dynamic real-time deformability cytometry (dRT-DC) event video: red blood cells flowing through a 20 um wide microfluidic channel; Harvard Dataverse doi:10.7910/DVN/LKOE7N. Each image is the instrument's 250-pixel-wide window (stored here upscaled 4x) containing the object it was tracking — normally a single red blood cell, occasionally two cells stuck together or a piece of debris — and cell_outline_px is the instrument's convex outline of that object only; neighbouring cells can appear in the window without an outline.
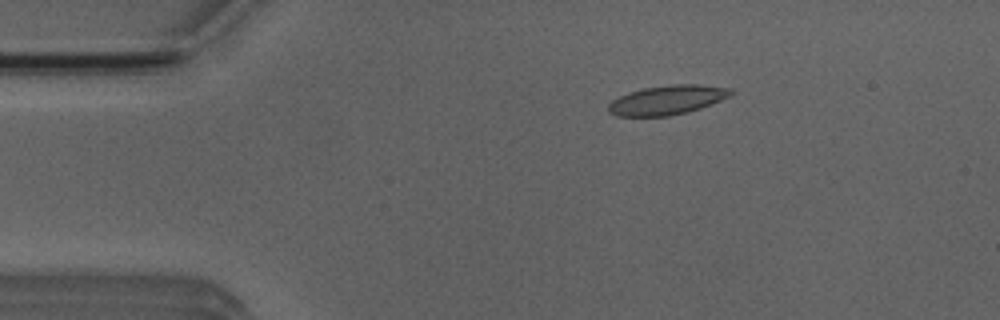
{"species": "Egyptian fruit bat (a non-hibernating species)", "species_latin": "Rousettus aegyptiacus", "temperature_condition": "room temperature", "stored_images_in_passage": 7, "camera_frame_rate_fps": 3000, "um_per_image_px": 0.085, "animal": {"sex": "male"}, "frame": {"image": 1, "passage_image": 2, "time_ms": 1.333, "image_size_px": [1000, 320], "cell_outline_px": [[736, 92], [732, 96], [700, 108], [688, 112], [668, 116], [616, 116], [608, 112], [608, 104], [612, 100], [628, 92], [644, 88], [672, 84], [700, 84], [732, 88]], "centroid_in_image_um": [56.75, 8.49], "position_along_channel_um": 28.2, "area_um2": 21.15}}
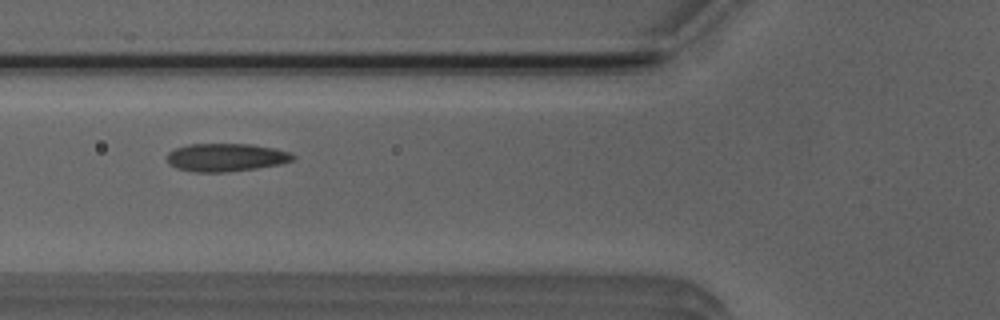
{"frame": {"image": 2, "passage_image": 5, "time_ms": 4.667, "image_size_px": [1000, 320], "cell_outline_px": [[296, 160], [280, 164], [256, 168], [224, 172], [196, 172], [176, 168], [168, 164], [168, 152], [176, 148], [188, 144], [252, 144], [292, 152], [296, 156]], "centroid_in_image_um": [19.24, 13.38], "position_along_channel_um": 106.6, "area_um2": 20.63}}
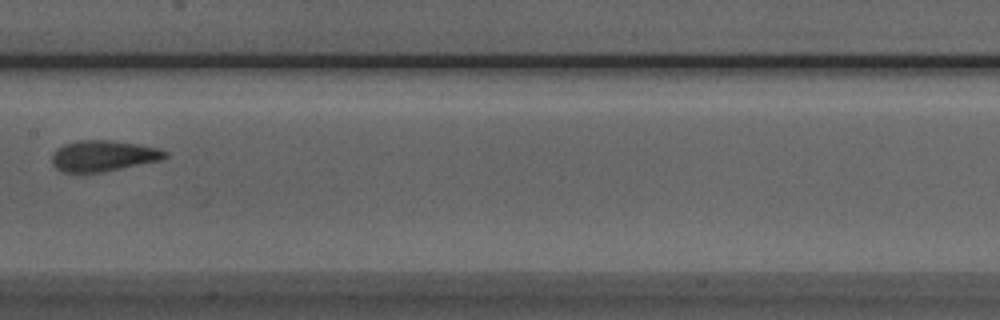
{"frame": {"image": 3, "passage_image": 7, "time_ms": 7.0, "image_size_px": [1000, 320], "cell_outline_px": [[168, 156], [160, 160], [104, 172], [64, 172], [56, 168], [52, 164], [52, 152], [56, 148], [64, 144], [80, 140], [108, 140], [136, 144], [160, 148], [168, 152]], "centroid_in_image_um": [8.77, 13.24], "position_along_channel_um": 198.6, "area_um2": 20.4}}